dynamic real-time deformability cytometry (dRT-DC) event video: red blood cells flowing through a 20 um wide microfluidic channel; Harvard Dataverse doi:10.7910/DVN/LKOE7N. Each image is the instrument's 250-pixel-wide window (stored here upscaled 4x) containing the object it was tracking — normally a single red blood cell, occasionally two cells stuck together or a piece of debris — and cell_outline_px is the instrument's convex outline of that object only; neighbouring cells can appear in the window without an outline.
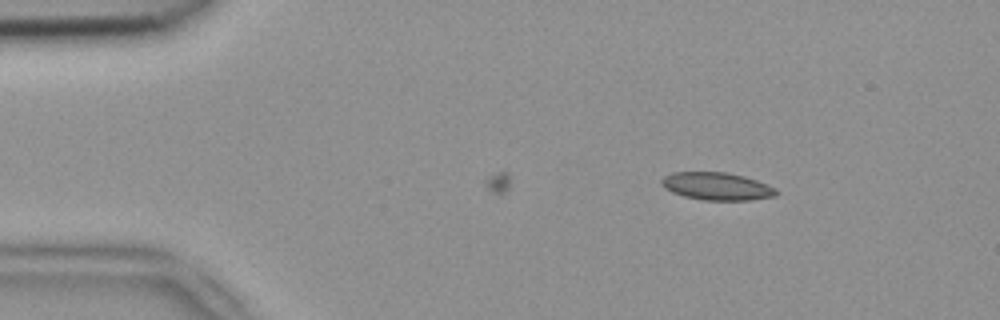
{"species": "common noctule bat (a hibernating species)", "species_latin": "Nyctalus noctula", "temperature_condition": "room temperature", "stored_images_in_passage": 5, "camera_frame_rate_fps": 3000, "um_per_image_px": 0.085, "animal": {"sex": "female", "body_mass_g": 18.4}, "frame": {"image": 1, "passage_image": 5, "time_ms": 1.333, "image_size_px": [1000, 320], "cell_outline_px": [[776, 196], [752, 200], [704, 200], [684, 196], [672, 192], [664, 188], [660, 184], [660, 180], [664, 176], [672, 172], [728, 172], [744, 176], [756, 180], [776, 188]], "centroid_in_image_um": [60.9, 15.83], "position_along_channel_um": 24.1, "area_um2": 18.55}}